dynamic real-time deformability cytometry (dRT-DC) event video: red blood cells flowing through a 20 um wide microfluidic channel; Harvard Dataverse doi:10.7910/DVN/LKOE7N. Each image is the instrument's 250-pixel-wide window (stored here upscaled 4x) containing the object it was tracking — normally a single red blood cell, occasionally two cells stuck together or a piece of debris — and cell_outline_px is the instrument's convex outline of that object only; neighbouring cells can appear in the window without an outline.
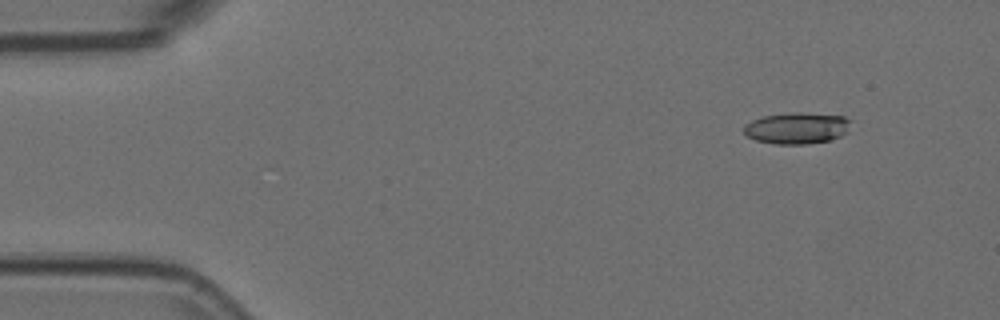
{"species": "Egyptian fruit bat (a non-hibernating species)", "species_latin": "Rousettus aegyptiacus", "temperature_condition": "room temperature", "stored_images_in_passage": 4, "camera_frame_rate_fps": 3000, "um_per_image_px": 0.085, "animal": {"sex": "female"}, "frame": {"image": 1, "passage_image": 2, "time_ms": 0.333, "image_size_px": [1000, 320], "cell_outline_px": [[852, 120], [848, 132], [840, 136], [828, 140], [808, 144], [776, 144], [756, 140], [748, 136], [744, 132], [744, 124], [752, 120], [764, 116], [792, 112], [800, 112], [844, 116]], "centroid_in_image_um": [67.76, 10.88], "position_along_channel_um": 17.2, "area_um2": 19.65}}